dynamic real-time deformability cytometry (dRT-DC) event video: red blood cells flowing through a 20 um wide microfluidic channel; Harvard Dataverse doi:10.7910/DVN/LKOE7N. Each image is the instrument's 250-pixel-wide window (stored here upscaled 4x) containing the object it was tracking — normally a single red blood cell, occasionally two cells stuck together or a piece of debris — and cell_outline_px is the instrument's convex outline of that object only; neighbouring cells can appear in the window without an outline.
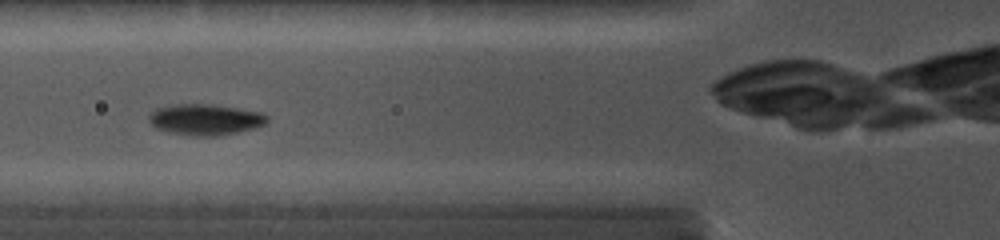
{"species": "common noctule bat (a hibernating species)", "species_latin": "Nyctalus noctula", "temperature_condition": "cold", "stored_images_in_passage": 31, "camera_frame_rate_fps": 5000, "um_per_image_px": 0.085, "animal": {"sex": "female", "body_mass_g": 19.0, "forearm_length_mm": 56.7}, "frame": {"image": 1, "passage_image": 10, "time_ms": 5.4, "image_size_px": [1000, 240], "cell_outline_px": [[268, 124], [220, 136], [196, 136], [168, 132], [156, 128], [152, 124], [152, 112], [160, 108], [180, 104], [204, 104], [260, 112], [268, 116]], "centroid_in_image_um": [17.51, 10.18], "position_along_channel_um": 108.3, "area_um2": 20.69}}
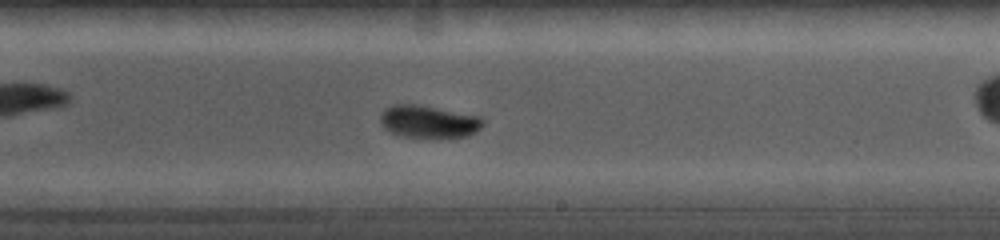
{"frame": {"image": 2, "passage_image": 18, "time_ms": 9.0, "image_size_px": [1000, 240], "cell_outline_px": [[484, 124], [476, 132], [468, 136], [448, 140], [440, 140], [400, 136], [384, 128], [380, 124], [380, 112], [384, 108], [396, 104], [416, 104], [480, 116], [484, 120]], "centroid_in_image_um": [36.45, 10.39], "position_along_channel_um": 252.6, "area_um2": 20.29}}
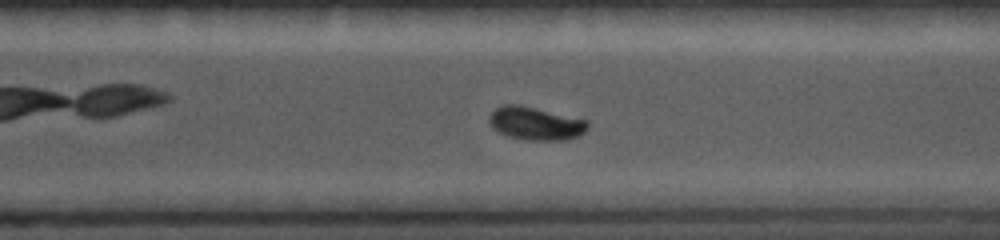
{"frame": {"image": 3, "passage_image": 22, "time_ms": 10.8, "image_size_px": [1000, 240], "cell_outline_px": [[588, 128], [584, 132], [568, 140], [524, 140], [508, 136], [492, 128], [488, 120], [488, 116], [496, 108], [504, 104], [520, 104], [588, 120]], "centroid_in_image_um": [45.51, 10.49], "position_along_channel_um": 325.1, "area_um2": 19.13}}